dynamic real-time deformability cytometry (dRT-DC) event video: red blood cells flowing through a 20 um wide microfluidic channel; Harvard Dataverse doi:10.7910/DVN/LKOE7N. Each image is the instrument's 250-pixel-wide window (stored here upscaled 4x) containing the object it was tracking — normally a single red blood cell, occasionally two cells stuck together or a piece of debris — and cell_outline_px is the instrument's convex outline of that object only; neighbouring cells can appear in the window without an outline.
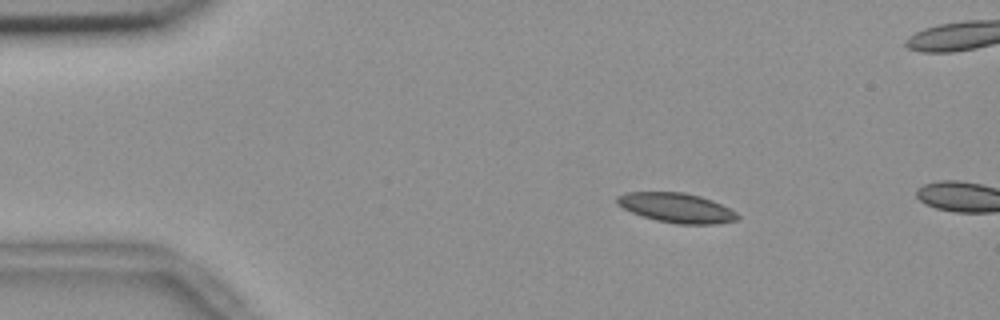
{"species": "common noctule bat (a hibernating species)", "species_latin": "Nyctalus noctula", "temperature_condition": "room temperature", "stored_images_in_passage": 12, "camera_frame_rate_fps": 3000, "um_per_image_px": 0.085, "animal": {"sex": "female", "body_mass_g": 18.4}, "frame": {"image": 1, "passage_image": 9, "time_ms": 2.667, "image_size_px": [1000, 320], "cell_outline_px": [[740, 216], [736, 220], [716, 224], [676, 224], [656, 220], [632, 212], [616, 204], [616, 196], [624, 192], [684, 192], [700, 196], [712, 200], [736, 212]], "centroid_in_image_um": [57.48, 17.66], "position_along_channel_um": 27.5, "area_um2": 20.75}}